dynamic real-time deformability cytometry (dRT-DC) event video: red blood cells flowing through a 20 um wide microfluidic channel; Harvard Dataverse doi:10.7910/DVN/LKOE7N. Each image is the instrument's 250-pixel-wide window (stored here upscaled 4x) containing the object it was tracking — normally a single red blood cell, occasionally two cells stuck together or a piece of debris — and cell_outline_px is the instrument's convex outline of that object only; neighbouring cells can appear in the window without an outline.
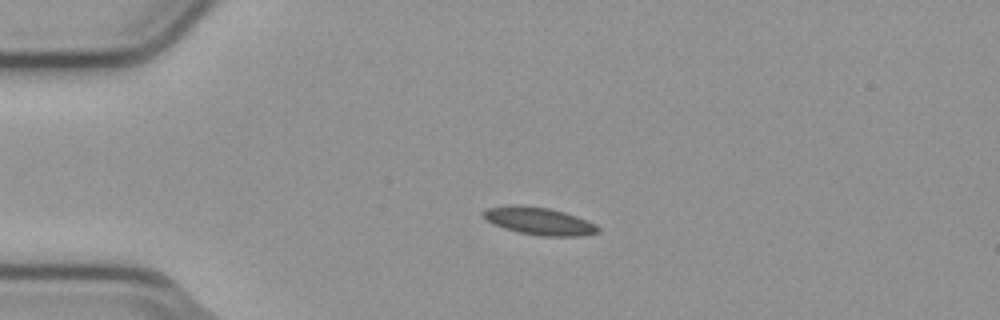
{"species": "common noctule bat (a hibernating species)", "species_latin": "Nyctalus noctula", "temperature_condition": "cold", "stored_images_in_passage": 55, "camera_frame_rate_fps": 3000, "um_per_image_px": 0.085, "animal": {"sex": "male", "body_mass_g": 23.1, "forearm_length_mm": 52.7}, "frame": {"image": 1, "passage_image": 13, "time_ms": 4.0, "image_size_px": [1000, 320], "cell_outline_px": [[600, 232], [584, 236], [540, 236], [516, 232], [492, 224], [484, 220], [484, 208], [508, 204], [520, 204], [548, 208], [564, 212], [576, 216], [596, 224], [600, 228]], "centroid_in_image_um": [45.79, 18.79], "position_along_channel_um": 39.2, "area_um2": 18.79}}
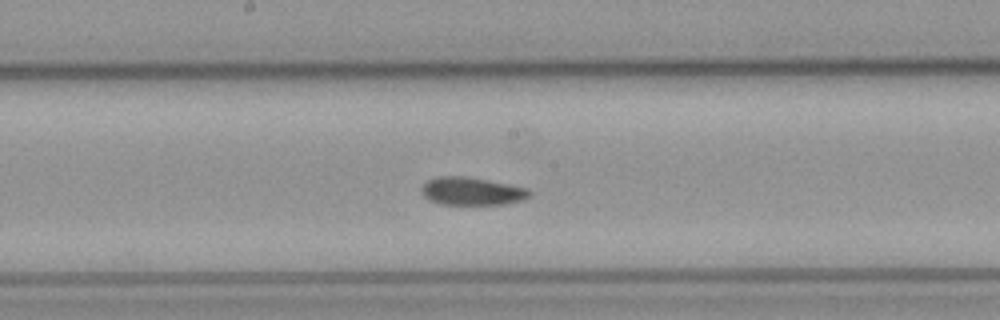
{"frame": {"image": 2, "passage_image": 29, "time_ms": 9.333, "image_size_px": [1000, 320], "cell_outline_px": [[532, 196], [524, 200], [504, 204], [440, 204], [428, 200], [420, 192], [420, 188], [428, 180], [436, 176], [464, 176], [488, 180], [528, 188], [532, 192]], "centroid_in_image_um": [40.11, 16.25], "position_along_channel_um": 208.1, "area_um2": 17.74}}
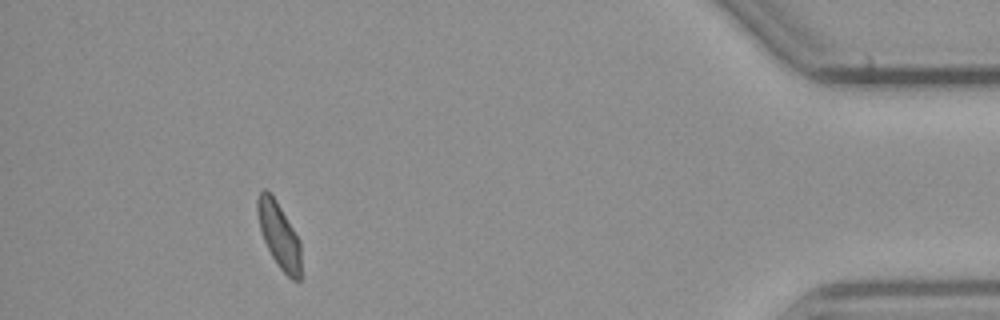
{"frame": {"image": 3, "passage_image": 50, "time_ms": 16.333, "image_size_px": [1000, 320], "cell_outline_px": [[300, 280], [292, 280], [280, 268], [272, 256], [264, 240], [260, 228], [256, 208], [256, 200], [260, 192], [264, 188], [276, 200], [300, 240]], "centroid_in_image_um": [23.71, 19.98], "position_along_channel_um": 411.5, "area_um2": 16.36}, "authors_computed_cell_mechanics": {"area_um2": 17.4556, "velocity_mm_per_s": 3.779, "shape_relaxation_time_tau1_ms": null, "shape_relaxation_time_tau2_ms": 4.1786, "deformation_change_tau1": null, "deformation_change_tau2": 0.0706}}